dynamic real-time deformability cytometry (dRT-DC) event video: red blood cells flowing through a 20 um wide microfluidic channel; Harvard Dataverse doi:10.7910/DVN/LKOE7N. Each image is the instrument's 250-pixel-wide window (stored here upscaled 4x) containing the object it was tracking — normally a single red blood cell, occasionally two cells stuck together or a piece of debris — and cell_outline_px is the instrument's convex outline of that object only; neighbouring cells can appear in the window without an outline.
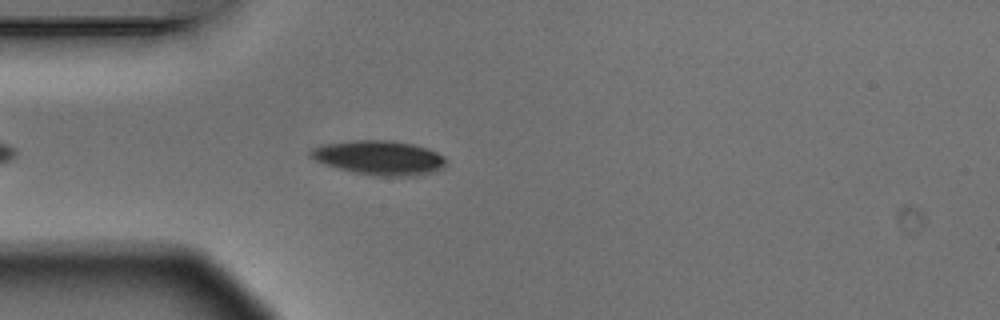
{"species": "Egyptian fruit bat (a non-hibernating species)", "species_latin": "Rousettus aegyptiacus", "temperature_condition": "warm", "stored_images_in_passage": 5, "camera_frame_rate_fps": 3000, "um_per_image_px": 0.085, "animal": {"sex": "male"}, "frame": {"image": 1, "passage_image": 5, "time_ms": 1.333, "image_size_px": [1000, 320], "cell_outline_px": [[444, 164], [440, 168], [432, 172], [408, 176], [376, 176], [356, 172], [340, 168], [316, 160], [308, 152], [312, 148], [320, 144], [352, 140], [392, 140], [412, 144], [428, 148], [444, 156]], "centroid_in_image_um": [32.22, 13.38], "position_along_channel_um": 52.8, "area_um2": 26.7}}